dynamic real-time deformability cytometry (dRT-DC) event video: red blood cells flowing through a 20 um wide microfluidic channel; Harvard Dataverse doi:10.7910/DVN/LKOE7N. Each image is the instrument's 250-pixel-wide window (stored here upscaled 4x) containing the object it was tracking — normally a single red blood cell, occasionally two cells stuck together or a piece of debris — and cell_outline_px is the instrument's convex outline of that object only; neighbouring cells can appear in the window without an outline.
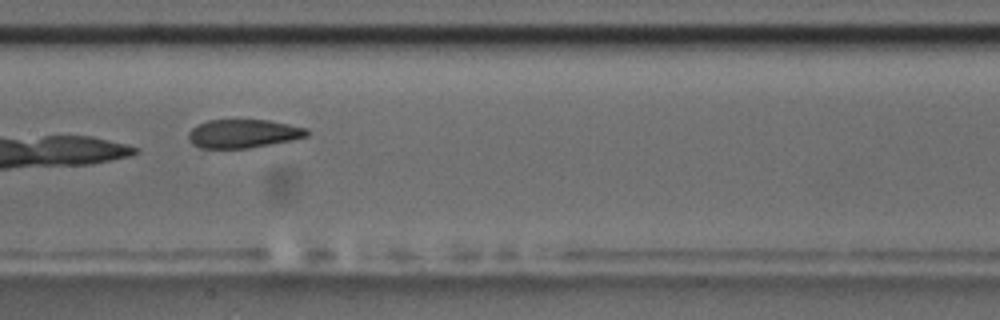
{"species": "common noctule bat (a hibernating species)", "species_latin": "Nyctalus noctula", "temperature_condition": "room temperature", "stored_images_in_passage": 10, "camera_frame_rate_fps": 3000, "um_per_image_px": 0.085, "animal": {"sex": "male", "body_mass_g": 17.5, "forearm_length_mm": 52.3}, "frame": {"image": 1, "passage_image": 9, "time_ms": 9.0, "image_size_px": [1000, 320], "cell_outline_px": [[308, 136], [292, 140], [248, 148], [200, 148], [192, 144], [188, 140], [188, 132], [196, 124], [208, 120], [268, 120], [308, 128]], "centroid_in_image_um": [20.64, 11.35], "position_along_channel_um": 186.8, "area_um2": 19.77}}